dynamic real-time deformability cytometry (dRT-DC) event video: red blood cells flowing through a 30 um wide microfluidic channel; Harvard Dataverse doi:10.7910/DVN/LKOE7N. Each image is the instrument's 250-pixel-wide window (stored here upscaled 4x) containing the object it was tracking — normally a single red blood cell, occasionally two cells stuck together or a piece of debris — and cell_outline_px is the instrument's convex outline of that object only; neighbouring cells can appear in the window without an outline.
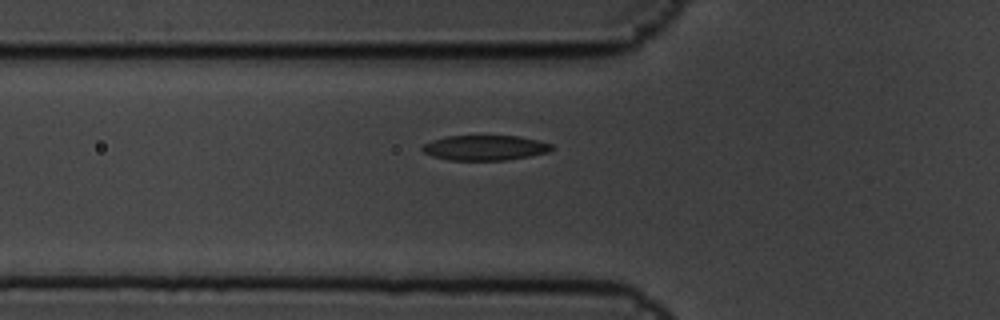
{"species": "common noctule bat (a hibernating species)", "species_latin": "Nyctalus noctula", "temperature_condition": "cold", "stored_images_in_passage": 6, "camera_frame_rate_fps": 3000, "um_per_image_px": 0.085, "animal": {"sex": "male", "body_mass_g": 19.5, "forearm_length_mm": 54.6}, "frame": {"image": 1, "passage_image": 6, "time_ms": 1.667, "image_size_px": [1000, 320], "cell_outline_px": [[552, 148], [548, 152], [528, 156], [504, 160], [448, 160], [432, 156], [424, 152], [420, 148], [424, 144], [432, 140], [448, 136], [520, 136], [552, 144]], "centroid_in_image_um": [41.19, 12.56], "position_along_channel_um": 84.6, "area_um2": 18.73}}